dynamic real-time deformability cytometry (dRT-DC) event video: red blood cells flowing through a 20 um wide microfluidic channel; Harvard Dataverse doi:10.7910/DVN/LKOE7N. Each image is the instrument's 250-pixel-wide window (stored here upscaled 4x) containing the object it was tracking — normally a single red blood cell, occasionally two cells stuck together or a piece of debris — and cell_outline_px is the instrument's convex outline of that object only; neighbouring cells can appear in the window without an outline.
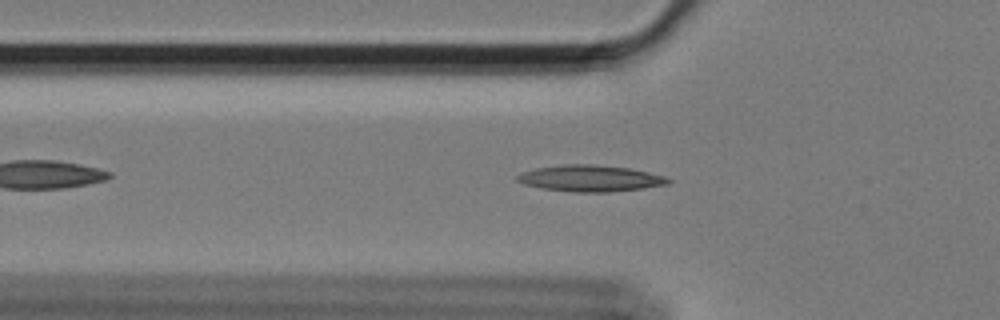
{"species": "Egyptian fruit bat (a non-hibernating species)", "species_latin": "Rousettus aegyptiacus", "temperature_condition": "cold", "stored_images_in_passage": 49, "camera_frame_rate_fps": 3000, "um_per_image_px": 0.085, "animal": {"sex": "female"}, "frame": {"image": 1, "passage_image": 9, "time_ms": 2.667, "image_size_px": [1000, 320], "cell_outline_px": [[672, 180], [668, 184], [644, 188], [608, 192], [572, 192], [540, 188], [524, 184], [516, 180], [516, 176], [524, 172], [536, 168], [560, 164], [592, 164], [628, 168], [648, 172], [664, 176]], "centroid_in_image_um": [50.16, 15.16], "position_along_channel_um": 75.6, "area_um2": 23.18}}
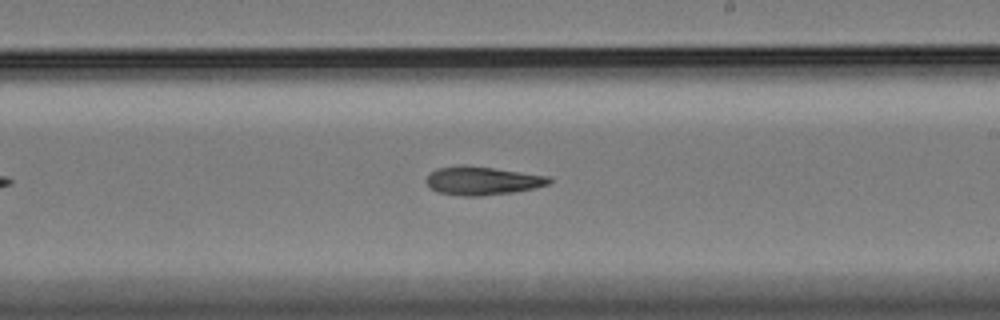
{"frame": {"image": 2, "passage_image": 24, "time_ms": 7.667, "image_size_px": [1000, 320], "cell_outline_px": [[552, 180], [548, 184], [532, 188], [512, 192], [480, 196], [464, 196], [436, 192], [428, 188], [424, 180], [436, 168], [460, 164], [464, 164], [548, 176]], "centroid_in_image_um": [40.9, 15.36], "position_along_channel_um": 248.1, "area_um2": 20.35}}
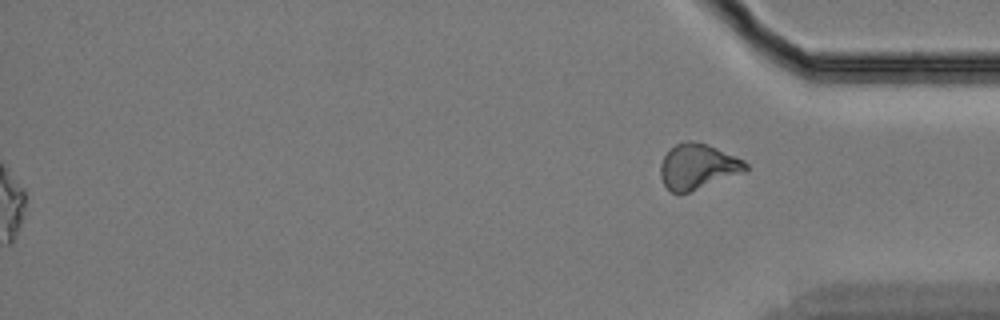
{"frame": {"image": 3, "passage_image": 49, "time_ms": 16.0, "image_size_px": [1000, 320], "cell_outline_px": [[748, 168], [744, 172], [688, 192], [672, 192], [664, 184], [660, 176], [660, 164], [664, 156], [676, 144], [684, 140], [692, 140], [708, 144], [744, 160], [748, 164]], "centroid_in_image_um": [59.31, 14.13], "position_along_channel_um": 375.9, "area_um2": 22.25}}